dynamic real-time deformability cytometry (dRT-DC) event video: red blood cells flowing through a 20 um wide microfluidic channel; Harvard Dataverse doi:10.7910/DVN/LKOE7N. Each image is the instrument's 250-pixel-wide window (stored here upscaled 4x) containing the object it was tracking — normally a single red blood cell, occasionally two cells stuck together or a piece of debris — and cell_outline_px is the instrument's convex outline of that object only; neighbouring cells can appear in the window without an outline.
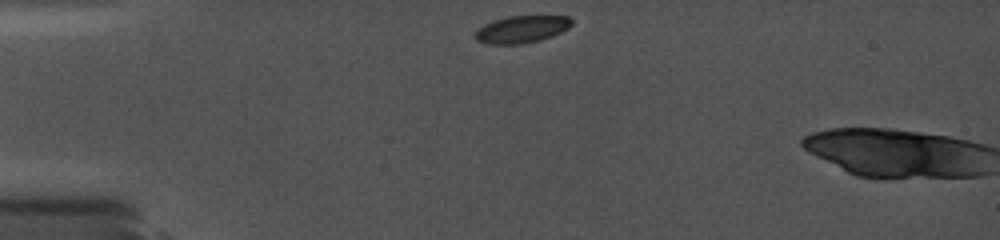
{"species": "common noctule bat (a hibernating species)", "species_latin": "Nyctalus noctula", "temperature_condition": "cold", "stored_images_in_passage": 22, "camera_frame_rate_fps": 5000, "um_per_image_px": 0.085, "animal": {"sex": "female", "body_mass_g": 19.0, "forearm_length_mm": 56.7}, "frame": {"image": 1, "passage_image": 1, "time_ms": 0.0, "image_size_px": [1000, 240], "cell_outline_px": [[572, 24], [568, 28], [552, 36], [540, 40], [520, 44], [488, 44], [476, 40], [476, 32], [484, 24], [492, 20], [508, 16], [568, 16], [572, 20]], "centroid_in_image_um": [44.34, 2.48], "position_along_channel_um": 40.7, "area_um2": 15.2}}
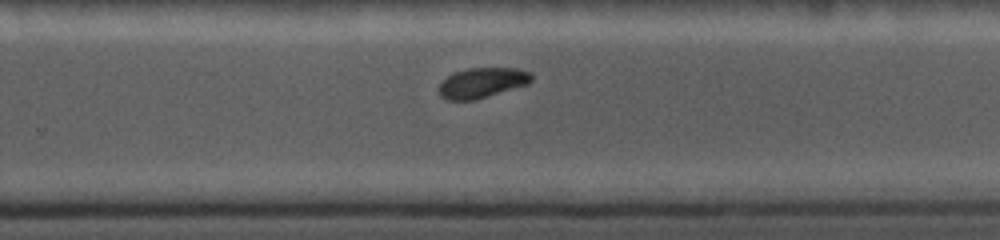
{"frame": {"image": 2, "passage_image": 12, "time_ms": 7.6, "image_size_px": [1000, 240], "cell_outline_px": [[532, 80], [528, 84], [476, 100], [444, 100], [440, 96], [440, 84], [448, 76], [456, 72], [468, 68], [516, 68], [532, 72]], "centroid_in_image_um": [41.01, 7.04], "position_along_channel_um": 288.8, "area_um2": 16.24}}
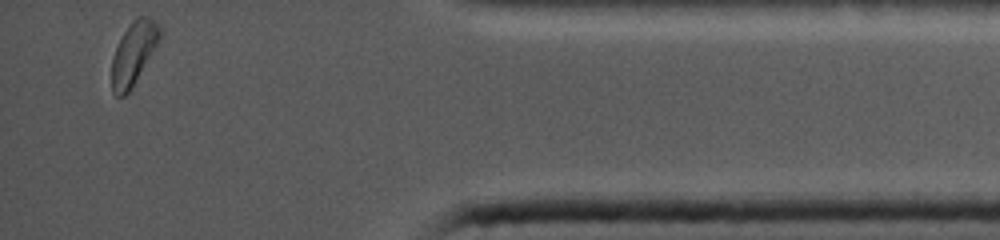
{"frame": {"image": 3, "passage_image": 22, "time_ms": 11.8, "image_size_px": [1000, 240], "cell_outline_px": [[160, 40], [128, 92], [124, 96], [116, 96], [112, 92], [112, 56], [124, 32], [132, 20], [136, 16], [148, 16], [156, 20], [160, 28]], "centroid_in_image_um": [11.35, 4.48], "position_along_channel_um": 423.8, "area_um2": 17.28}, "authors_computed_cell_mechanics": {"area_um2": 16.9354, "velocity_mm_per_s": 3.7847, "shape_relaxation_time_tau1_ms": null, "shape_relaxation_time_tau2_ms": 2.2626, "deformation_change_tau1": null, "deformation_change_tau2": 0.0427}}